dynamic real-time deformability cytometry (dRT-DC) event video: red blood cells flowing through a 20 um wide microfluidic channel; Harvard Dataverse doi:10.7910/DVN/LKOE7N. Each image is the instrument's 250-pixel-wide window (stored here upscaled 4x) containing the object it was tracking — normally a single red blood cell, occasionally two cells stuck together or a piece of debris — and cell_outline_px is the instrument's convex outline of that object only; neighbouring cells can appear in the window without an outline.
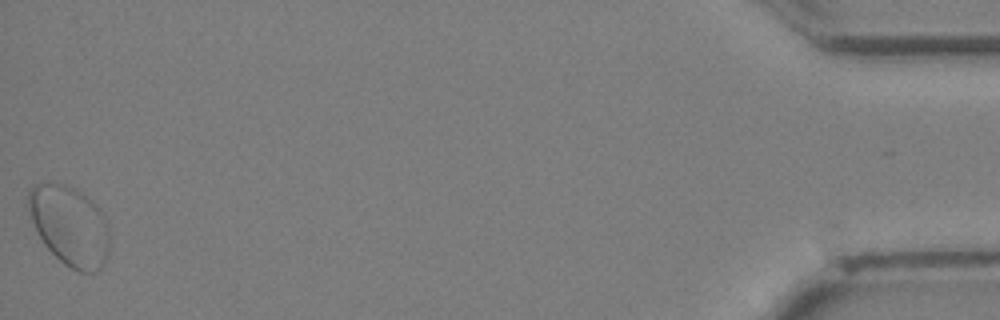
{"species": "Egyptian fruit bat (a non-hibernating species)", "species_latin": "Rousettus aegyptiacus", "temperature_condition": "cold", "stored_images_in_passage": 36, "segment_of_instrument_passage": [2, 2], "camera_frame_rate_fps": 3000, "um_per_image_px": 0.085, "animal": {"sex": "female"}, "frame": {"image": 1, "passage_image": 36, "time_ms": 11.667, "image_size_px": [1000, 320], "cell_outline_px": [[108, 256], [104, 264], [96, 272], [76, 272], [64, 264], [44, 244], [32, 220], [28, 208], [28, 192], [36, 184], [60, 184], [72, 188], [80, 192], [100, 208], [104, 216], [108, 232]], "centroid_in_image_um": [5.94, 19.23], "position_along_channel_um": 429.3, "area_um2": 37.17}}